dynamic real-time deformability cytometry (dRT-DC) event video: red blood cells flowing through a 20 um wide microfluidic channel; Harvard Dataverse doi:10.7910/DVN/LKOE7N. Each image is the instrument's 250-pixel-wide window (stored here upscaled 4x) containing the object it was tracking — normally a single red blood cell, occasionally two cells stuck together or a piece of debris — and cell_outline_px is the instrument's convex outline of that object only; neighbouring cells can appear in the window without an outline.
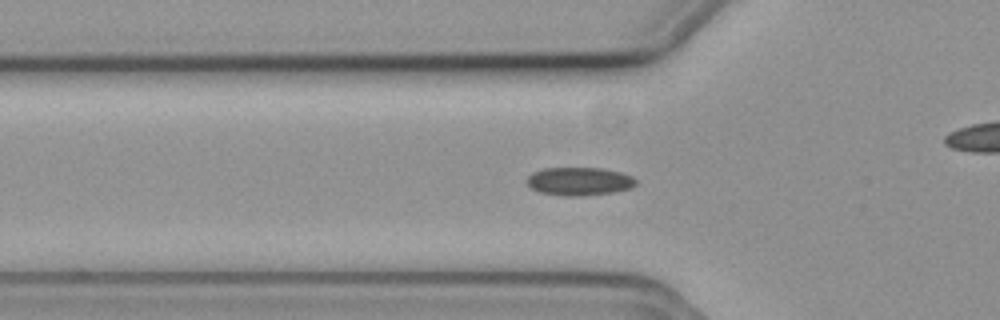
{"species": "common noctule bat (a hibernating species)", "species_latin": "Nyctalus noctula", "temperature_condition": "cold", "stored_images_in_passage": 56, "camera_frame_rate_fps": 3000, "um_per_image_px": 0.085, "animal": {"sex": "female", "body_mass_g": 19.3, "forearm_length_mm": 54.1}, "frame": {"image": 1, "passage_image": 18, "time_ms": 5.667, "image_size_px": [1000, 320], "cell_outline_px": [[636, 184], [632, 188], [612, 192], [580, 196], [560, 196], [540, 192], [532, 188], [524, 180], [532, 172], [544, 168], [600, 168], [620, 172], [632, 176], [636, 180]], "centroid_in_image_um": [49.21, 15.41], "position_along_channel_um": 76.6, "area_um2": 17.98}}
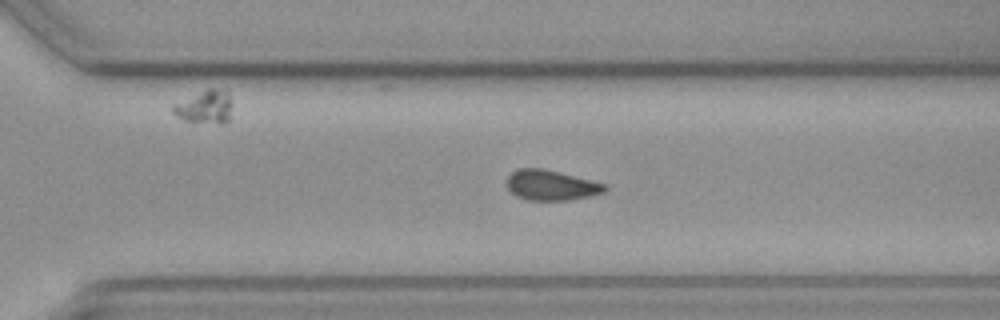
{"frame": {"image": 2, "passage_image": 38, "time_ms": 12.333, "image_size_px": [1000, 320], "cell_outline_px": [[608, 188], [604, 192], [592, 196], [568, 200], [528, 200], [516, 196], [508, 188], [508, 176], [512, 172], [520, 168], [544, 168], [560, 172], [604, 184]], "centroid_in_image_um": [46.85, 15.74], "position_along_channel_um": 323.8, "area_um2": 17.11}}
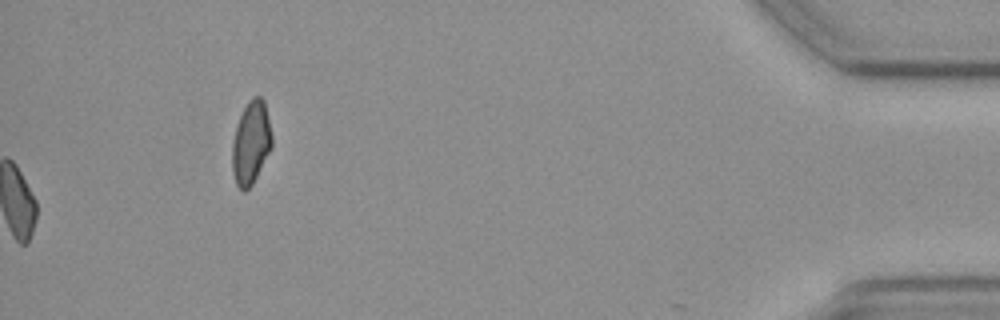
{"frame": {"image": 3, "passage_image": 56, "time_ms": 18.333, "image_size_px": [1000, 320], "cell_outline_px": [[272, 148], [252, 184], [244, 192], [236, 184], [232, 172], [232, 140], [236, 124], [248, 100], [252, 96], [260, 96], [264, 100], [272, 136]], "centroid_in_image_um": [21.32, 12.12], "position_along_channel_um": 413.9, "area_um2": 19.31}}